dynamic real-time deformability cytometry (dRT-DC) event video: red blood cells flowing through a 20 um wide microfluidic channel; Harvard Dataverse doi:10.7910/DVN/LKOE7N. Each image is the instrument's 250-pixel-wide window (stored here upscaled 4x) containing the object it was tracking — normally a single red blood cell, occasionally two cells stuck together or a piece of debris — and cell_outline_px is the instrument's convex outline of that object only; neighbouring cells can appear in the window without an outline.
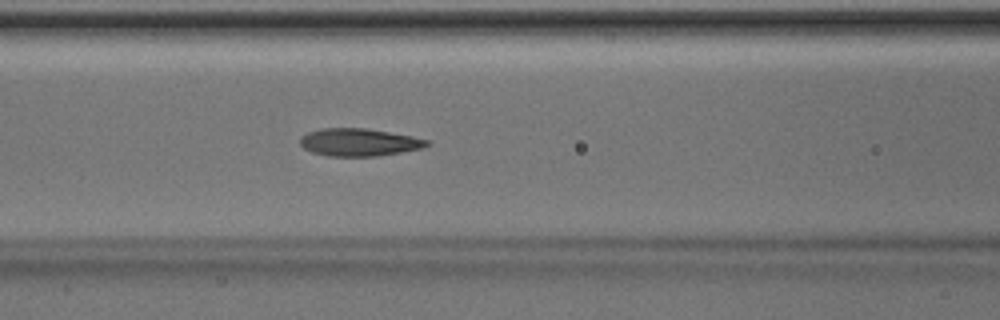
{"species": "Egyptian fruit bat (a non-hibernating species)", "species_latin": "Rousettus aegyptiacus", "temperature_condition": "room temperature", "stored_images_in_passage": 44, "camera_frame_rate_fps": 3000, "um_per_image_px": 0.085, "animal": {"sex": "male"}, "frame": {"image": 1, "passage_image": 21, "time_ms": 6.667, "image_size_px": [1000, 320], "cell_outline_px": [[432, 144], [424, 148], [376, 156], [328, 156], [312, 152], [304, 148], [300, 144], [300, 136], [308, 132], [320, 128], [364, 128], [412, 136], [428, 140]], "centroid_in_image_um": [30.51, 12.09], "position_along_channel_um": 136.1, "area_um2": 20.4}}
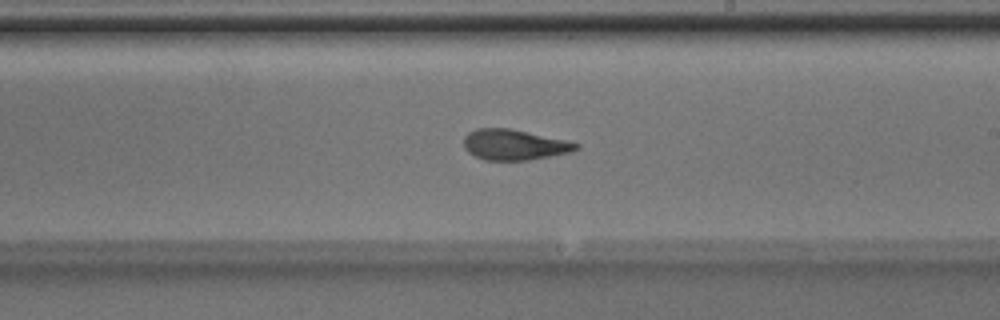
{"frame": {"image": 2, "passage_image": 29, "time_ms": 9.333, "image_size_px": [1000, 320], "cell_outline_px": [[580, 148], [572, 152], [528, 160], [484, 160], [468, 152], [464, 148], [464, 136], [468, 132], [476, 128], [508, 128], [564, 140], [580, 144]], "centroid_in_image_um": [43.69, 12.3], "position_along_channel_um": 245.3, "area_um2": 19.88}}
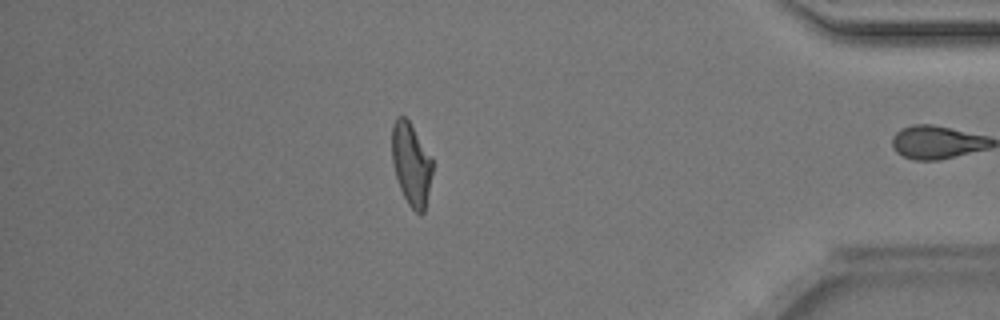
{"frame": {"image": 3, "passage_image": 43, "time_ms": 14.0, "image_size_px": [1000, 320], "cell_outline_px": [[432, 172], [424, 212], [420, 216], [408, 204], [400, 188], [392, 164], [392, 124], [396, 116], [404, 116], [408, 120], [432, 156]], "centroid_in_image_um": [34.95, 13.93], "position_along_channel_um": 400.3, "area_um2": 19.48}, "authors_computed_cell_mechanics": {"area_um2": 20.519, "velocity_mm_per_s": 4.1037, "shape_relaxation_time_tau1_ms": 6.8955, "shape_relaxation_time_tau2_ms": 1.3504, "deformation_change_tau1": 0.2092, "deformation_change_tau2": 0.0805}}